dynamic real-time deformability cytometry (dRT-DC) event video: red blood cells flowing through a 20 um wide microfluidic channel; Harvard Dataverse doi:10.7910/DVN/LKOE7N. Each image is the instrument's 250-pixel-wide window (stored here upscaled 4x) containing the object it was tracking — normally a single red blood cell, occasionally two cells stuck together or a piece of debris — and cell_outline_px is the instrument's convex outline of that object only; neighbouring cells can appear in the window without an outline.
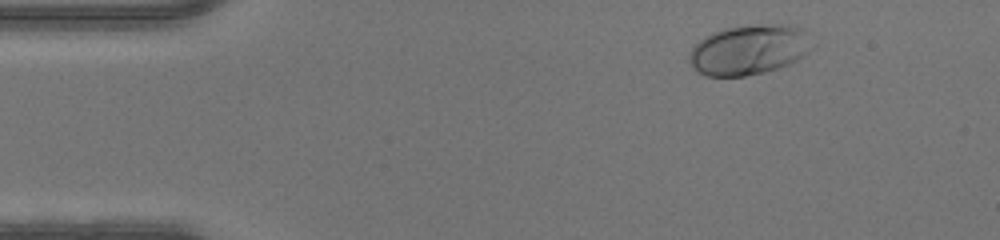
{"species": "human", "species_latin": "Homo sapiens", "temperature_condition": "warm", "stored_images_in_passage": 45, "camera_frame_rate_fps": 3000, "um_per_image_px": 0.085, "donor": {"sex": "male"}, "frame": {"image": 1, "passage_image": 3, "time_ms": 0.667, "image_size_px": [1000, 240], "cell_outline_px": [[816, 48], [796, 60], [788, 64], [764, 72], [744, 76], [708, 76], [700, 72], [688, 60], [688, 52], [704, 36], [712, 32], [724, 28], [772, 24], [788, 24], [808, 28], [816, 44]], "centroid_in_image_um": [63.78, 4.2], "position_along_channel_um": 21.2, "area_um2": 36.36}}
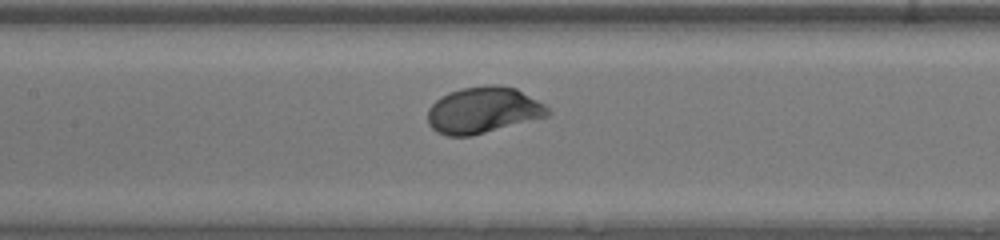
{"frame": {"image": 2, "passage_image": 19, "time_ms": 6.0, "image_size_px": [1000, 240], "cell_outline_px": [[552, 112], [548, 116], [472, 136], [448, 136], [436, 132], [428, 124], [428, 108], [440, 96], [448, 92], [460, 88], [484, 84], [496, 84], [516, 88], [544, 104]], "centroid_in_image_um": [41.05, 9.35], "position_along_channel_um": 166.3, "area_um2": 32.71}}
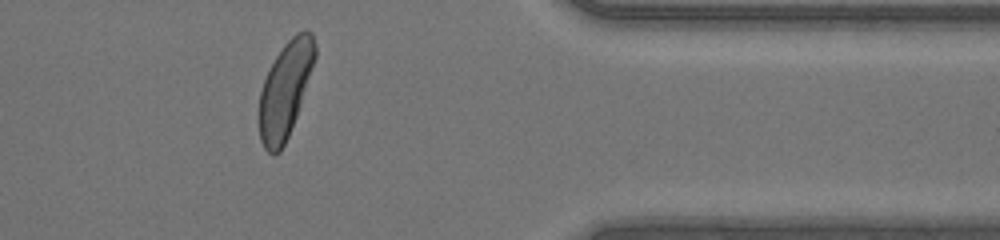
{"frame": {"image": 3, "passage_image": 36, "time_ms": 11.667, "image_size_px": [1000, 240], "cell_outline_px": [[316, 56], [296, 116], [288, 136], [280, 152], [272, 156], [264, 148], [260, 140], [256, 120], [260, 92], [268, 68], [284, 44], [296, 32], [304, 28], [308, 28], [312, 32], [316, 48]], "centroid_in_image_um": [24.2, 7.64], "position_along_channel_um": 387.2, "area_um2": 31.62}}